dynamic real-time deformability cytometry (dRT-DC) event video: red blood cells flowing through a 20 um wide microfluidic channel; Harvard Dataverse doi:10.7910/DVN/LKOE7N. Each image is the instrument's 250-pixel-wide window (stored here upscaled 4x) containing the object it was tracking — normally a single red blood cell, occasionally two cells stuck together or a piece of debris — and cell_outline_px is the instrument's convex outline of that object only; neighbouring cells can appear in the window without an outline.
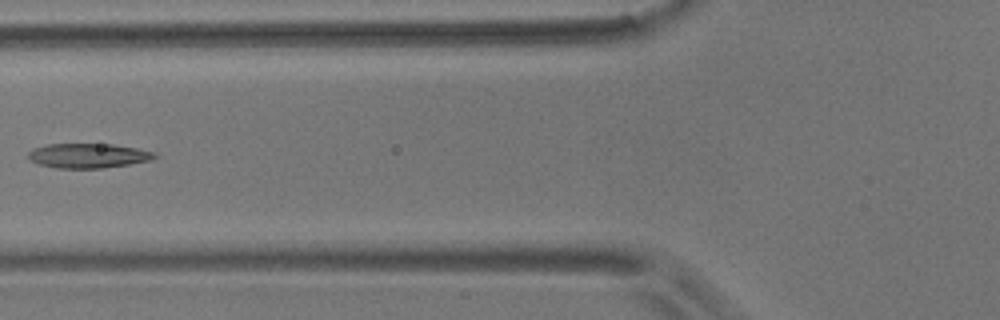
{"species": "common noctule bat (a hibernating species)", "species_latin": "Nyctalus noctula", "temperature_condition": "room temperature", "stored_images_in_passage": 5, "camera_frame_rate_fps": 3000, "um_per_image_px": 0.085, "animal": {"sex": "male", "body_mass_g": 17.9}, "frame": {"image": 1, "passage_image": 2, "time_ms": 0.333, "image_size_px": [1000, 320], "cell_outline_px": [[160, 156], [148, 160], [128, 164], [104, 168], [56, 168], [36, 164], [28, 160], [28, 152], [32, 148], [48, 144], [112, 144], [136, 148], [156, 152]], "centroid_in_image_um": [7.45, 13.23], "position_along_channel_um": 118.4, "area_um2": 18.26}}
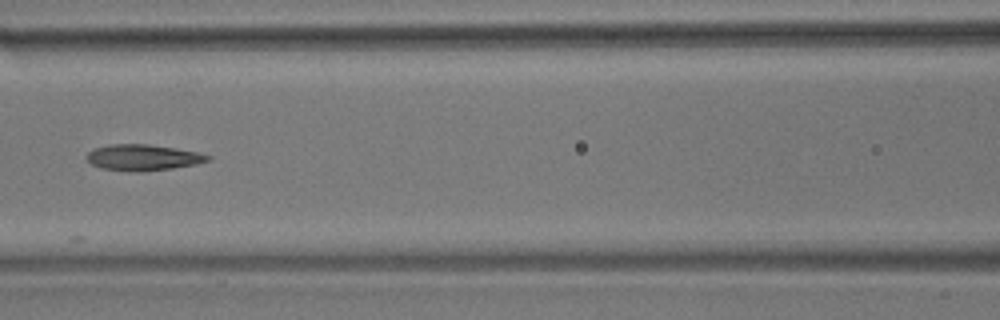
{"frame": {"image": 2, "passage_image": 3, "time_ms": 0.667, "image_size_px": [1000, 320], "cell_outline_px": [[212, 160], [196, 164], [172, 168], [140, 172], [136, 172], [100, 168], [92, 164], [88, 160], [88, 152], [96, 148], [108, 144], [148, 144], [176, 148], [196, 152], [212, 156]], "centroid_in_image_um": [12.18, 13.39], "position_along_channel_um": 154.4, "area_um2": 18.32}}